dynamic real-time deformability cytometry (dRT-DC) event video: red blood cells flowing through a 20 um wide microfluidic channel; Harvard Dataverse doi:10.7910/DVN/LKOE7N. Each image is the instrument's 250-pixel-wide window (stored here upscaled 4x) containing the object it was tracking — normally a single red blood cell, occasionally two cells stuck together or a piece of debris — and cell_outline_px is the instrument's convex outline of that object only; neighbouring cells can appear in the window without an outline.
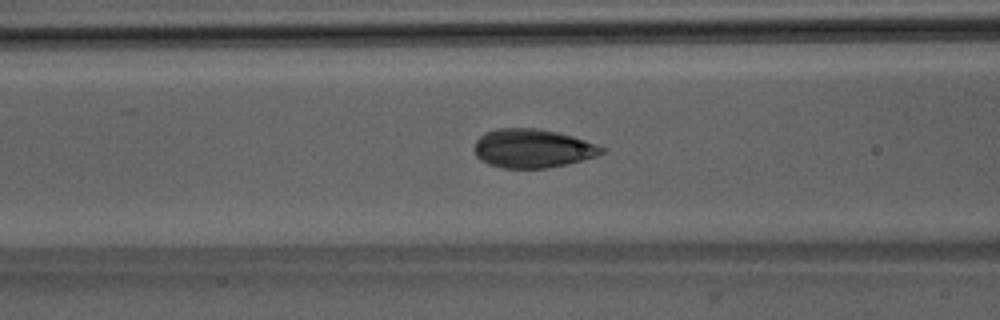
{"species": "Egyptian fruit bat (a non-hibernating species)", "species_latin": "Rousettus aegyptiacus", "temperature_condition": "room temperature", "stored_images_in_passage": 51, "camera_frame_rate_fps": 3000, "um_per_image_px": 0.085, "animal": {"sex": "male"}, "frame": {"image": 1, "passage_image": 21, "time_ms": 6.667, "image_size_px": [1000, 320], "cell_outline_px": [[604, 152], [596, 156], [584, 160], [548, 168], [500, 168], [488, 164], [480, 160], [476, 156], [476, 140], [484, 132], [500, 128], [536, 128], [556, 132], [572, 136], [596, 144], [604, 148]], "centroid_in_image_um": [45.26, 12.62], "position_along_channel_um": 121.3, "area_um2": 28.67}}
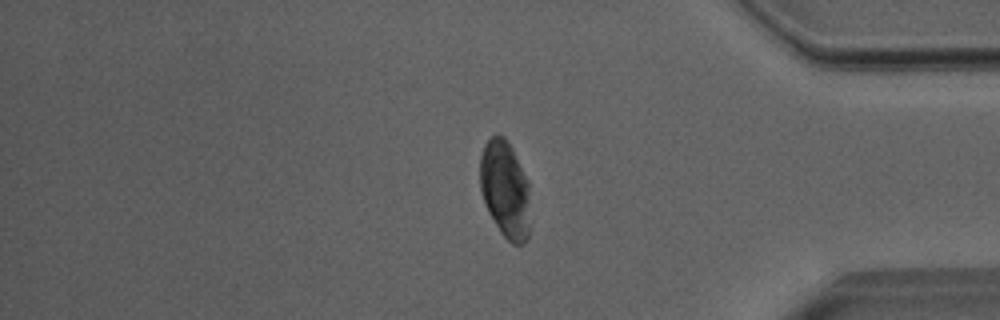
{"frame": {"image": 2, "passage_image": 43, "time_ms": 14.0, "image_size_px": [1000, 320], "cell_outline_px": [[528, 240], [524, 244], [512, 244], [500, 232], [488, 212], [484, 204], [480, 188], [480, 156], [484, 144], [492, 136], [504, 136], [508, 140], [528, 180]], "centroid_in_image_um": [42.91, 16.09], "position_along_channel_um": 392.3, "area_um2": 28.38}}
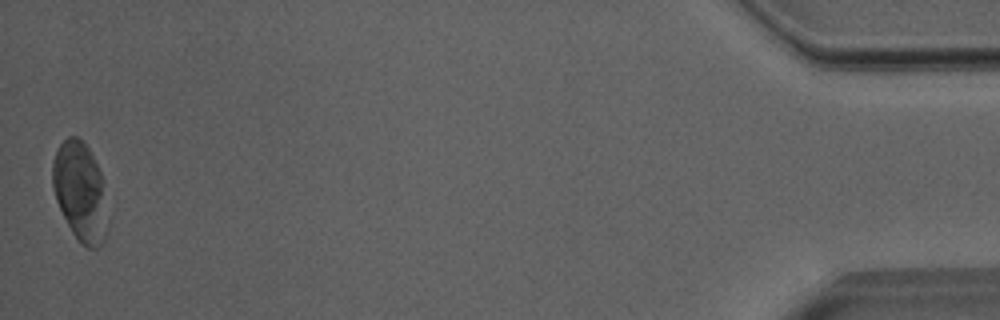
{"frame": {"image": 3, "passage_image": 51, "time_ms": 16.667, "image_size_px": [1000, 320], "cell_outline_px": [[108, 232], [104, 240], [96, 248], [88, 248], [80, 244], [72, 232], [56, 200], [52, 188], [52, 164], [56, 152], [60, 144], [68, 136], [76, 136], [88, 148], [100, 172], [108, 228]], "centroid_in_image_um": [6.79, 16.33], "position_along_channel_um": 428.4, "area_um2": 31.27}, "authors_computed_cell_mechanics": {"area_um2": 29.4202, "velocity_mm_per_s": 4.0094, "shape_relaxation_time_tau1_ms": 2.0365, "shape_relaxation_time_tau2_ms": null, "deformation_change_tau1": 0.0459, "deformation_change_tau2": null}}